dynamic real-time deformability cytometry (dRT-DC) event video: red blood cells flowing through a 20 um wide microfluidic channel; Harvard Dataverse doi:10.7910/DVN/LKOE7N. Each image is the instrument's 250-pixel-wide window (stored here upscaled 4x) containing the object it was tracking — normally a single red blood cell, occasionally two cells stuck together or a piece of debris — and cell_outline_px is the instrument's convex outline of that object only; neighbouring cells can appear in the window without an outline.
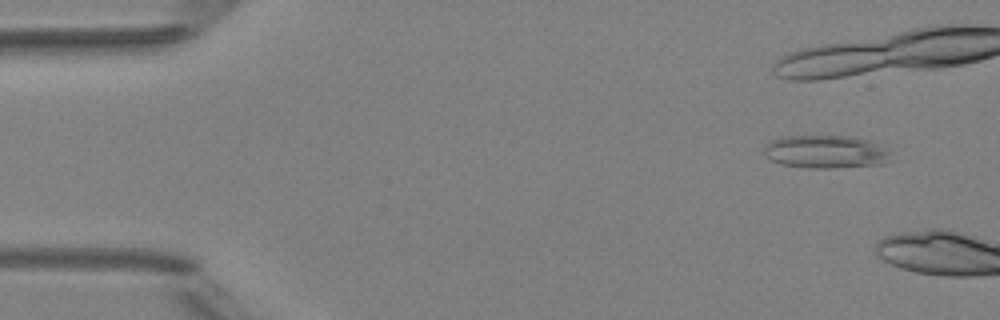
{"species": "Egyptian fruit bat (a non-hibernating species)", "species_latin": "Rousettus aegyptiacus", "temperature_condition": "room temperature", "stored_images_in_passage": 6, "camera_frame_rate_fps": 3000, "um_per_image_px": 0.085, "animal": {"sex": "female"}, "frame": {"image": 1, "passage_image": 1, "time_ms": 0.0, "image_size_px": [1000, 320], "cell_outline_px": [[888, 152], [884, 164], [832, 168], [808, 168], [780, 164], [764, 156], [764, 144], [780, 136], [852, 136], [872, 140], [884, 144]], "centroid_in_image_um": [70.16, 12.88], "position_along_channel_um": 14.8, "area_um2": 24.68}}